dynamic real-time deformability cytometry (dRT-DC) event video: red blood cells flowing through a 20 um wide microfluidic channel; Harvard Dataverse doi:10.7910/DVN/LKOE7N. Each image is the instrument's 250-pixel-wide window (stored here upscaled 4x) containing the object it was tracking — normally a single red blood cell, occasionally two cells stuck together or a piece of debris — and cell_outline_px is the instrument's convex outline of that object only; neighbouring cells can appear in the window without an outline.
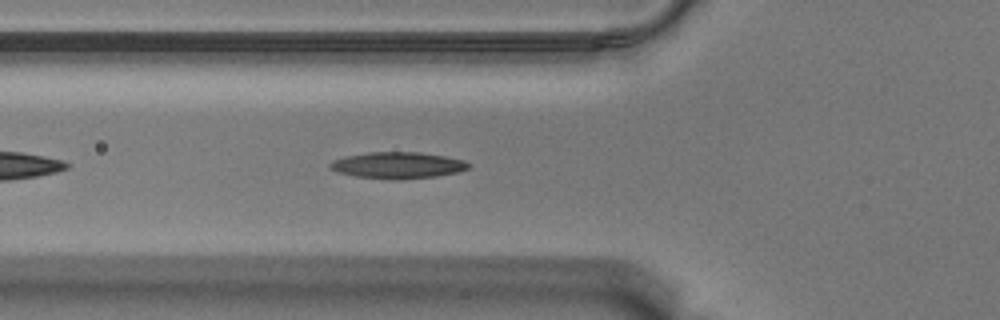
{"species": "Egyptian fruit bat (a non-hibernating species)", "species_latin": "Rousettus aegyptiacus", "temperature_condition": "warm", "stored_images_in_passage": 43, "camera_frame_rate_fps": 3000, "um_per_image_px": 0.085, "animal": {"sex": "male"}, "frame": {"image": 1, "passage_image": 7, "time_ms": 2.0, "image_size_px": [1000, 320], "cell_outline_px": [[472, 164], [468, 168], [460, 172], [436, 176], [400, 180], [388, 180], [356, 176], [336, 172], [328, 164], [332, 160], [348, 156], [368, 152], [420, 152], [444, 156], [464, 160]], "centroid_in_image_um": [33.83, 14.06], "position_along_channel_um": 92.0, "area_um2": 21.5}}
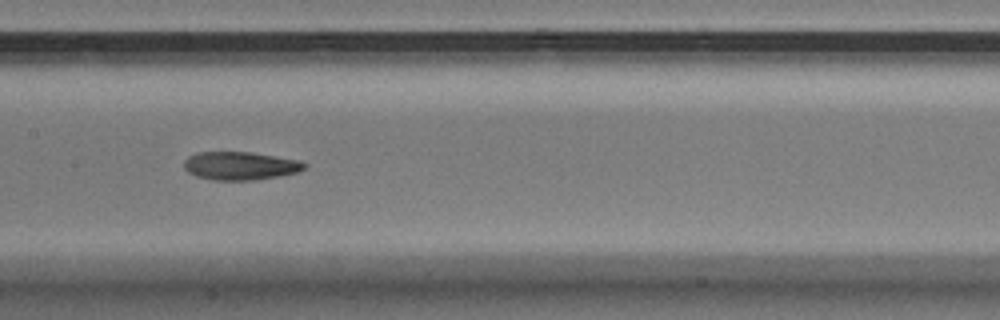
{"frame": {"image": 2, "passage_image": 15, "time_ms": 4.667, "image_size_px": [1000, 320], "cell_outline_px": [[308, 164], [304, 168], [296, 172], [280, 176], [256, 180], [212, 180], [196, 176], [188, 172], [184, 168], [184, 160], [188, 156], [196, 152], [252, 152], [296, 160]], "centroid_in_image_um": [20.37, 14.09], "position_along_channel_um": 187.0, "area_um2": 19.77}}
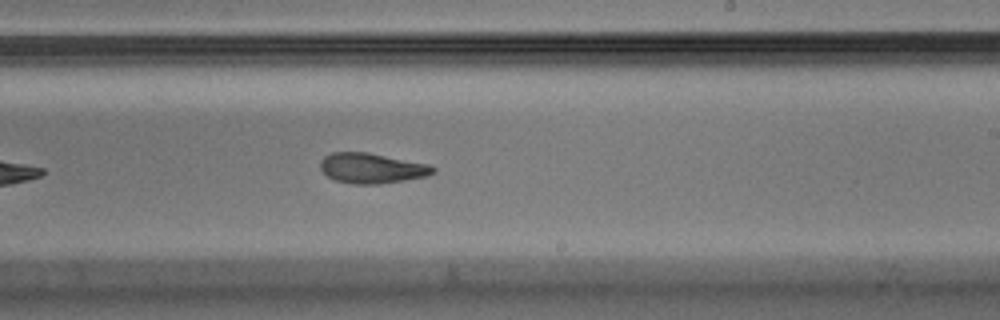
{"frame": {"image": 3, "passage_image": 21, "time_ms": 6.667, "image_size_px": [1000, 320], "cell_outline_px": [[436, 172], [428, 176], [380, 184], [352, 184], [336, 180], [328, 176], [320, 168], [320, 160], [324, 156], [332, 152], [368, 152], [428, 164], [436, 168]], "centroid_in_image_um": [31.61, 14.29], "position_along_channel_um": 257.4, "area_um2": 19.88}}